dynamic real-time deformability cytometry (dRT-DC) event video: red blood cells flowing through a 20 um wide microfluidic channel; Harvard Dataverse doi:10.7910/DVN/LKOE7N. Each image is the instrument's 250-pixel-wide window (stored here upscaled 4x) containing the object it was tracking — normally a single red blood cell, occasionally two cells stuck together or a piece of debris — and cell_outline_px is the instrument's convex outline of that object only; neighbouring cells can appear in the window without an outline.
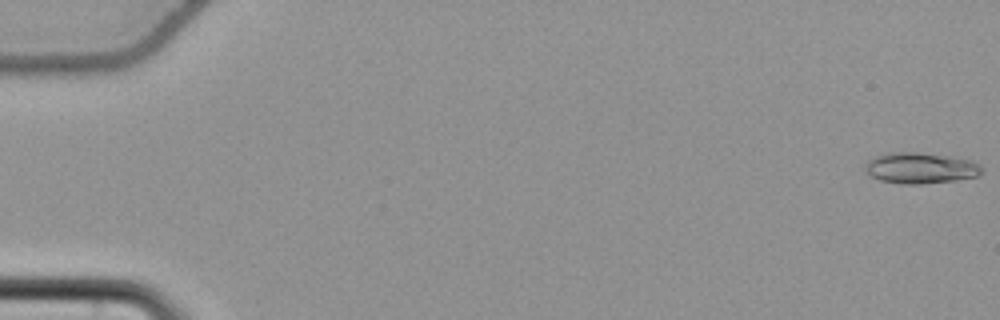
{"species": "common noctule bat (a hibernating species)", "species_latin": "Nyctalus noctula", "temperature_condition": "cold", "stored_images_in_passage": 57, "camera_frame_rate_fps": 3000, "um_per_image_px": 0.085, "animal": {"sex": "female", "body_mass_g": 22.7, "forearm_length_mm": 54.2}, "frame": {"image": 1, "passage_image": 1, "time_ms": 0.0, "image_size_px": [1000, 320], "cell_outline_px": [[984, 172], [976, 176], [956, 180], [924, 184], [904, 184], [880, 180], [872, 176], [864, 168], [864, 164], [868, 160], [876, 156], [888, 152], [916, 152], [948, 156], [972, 160], [980, 164], [984, 168]], "centroid_in_image_um": [78.27, 14.28], "position_along_channel_um": 6.7, "area_um2": 21.15}}
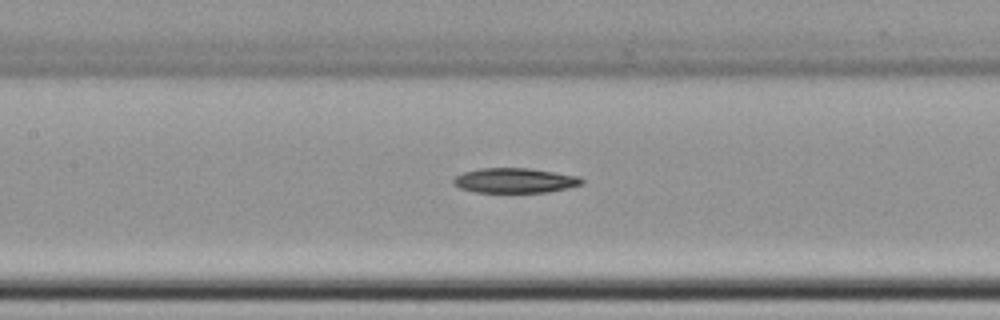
{"frame": {"image": 2, "passage_image": 28, "time_ms": 9.0, "image_size_px": [1000, 320], "cell_outline_px": [[584, 184], [568, 188], [548, 192], [476, 192], [460, 188], [452, 184], [452, 180], [456, 176], [464, 172], [480, 168], [532, 168], [580, 176], [584, 180]], "centroid_in_image_um": [43.8, 15.33], "position_along_channel_um": 163.6, "area_um2": 18.79}}
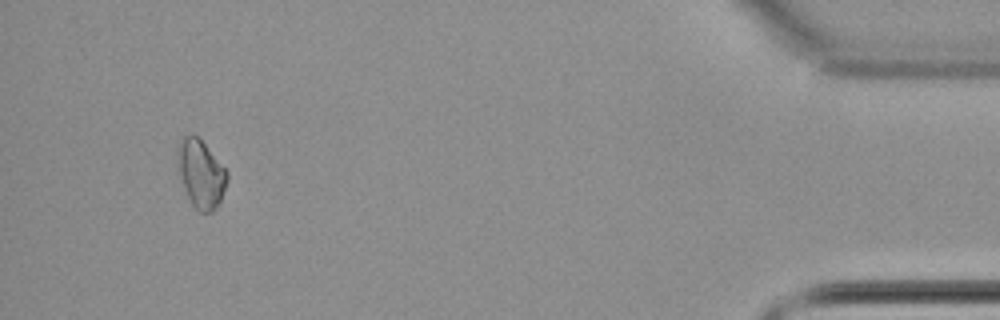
{"frame": {"image": 3, "passage_image": 54, "time_ms": 17.667, "image_size_px": [1000, 320], "cell_outline_px": [[228, 180], [220, 200], [216, 208], [212, 212], [200, 212], [192, 204], [188, 196], [180, 172], [176, 152], [176, 148], [184, 136], [196, 136], [204, 144], [228, 172]], "centroid_in_image_um": [17.09, 14.79], "position_along_channel_um": 418.1, "area_um2": 18.96}, "authors_computed_cell_mechanics": {"area_um2": 19.4786, "velocity_mm_per_s": 3.7451, "shape_relaxation_time_tau1_ms": 3.7191, "shape_relaxation_time_tau2_ms": null, "deformation_change_tau1": 0.0849, "deformation_change_tau2": null}}